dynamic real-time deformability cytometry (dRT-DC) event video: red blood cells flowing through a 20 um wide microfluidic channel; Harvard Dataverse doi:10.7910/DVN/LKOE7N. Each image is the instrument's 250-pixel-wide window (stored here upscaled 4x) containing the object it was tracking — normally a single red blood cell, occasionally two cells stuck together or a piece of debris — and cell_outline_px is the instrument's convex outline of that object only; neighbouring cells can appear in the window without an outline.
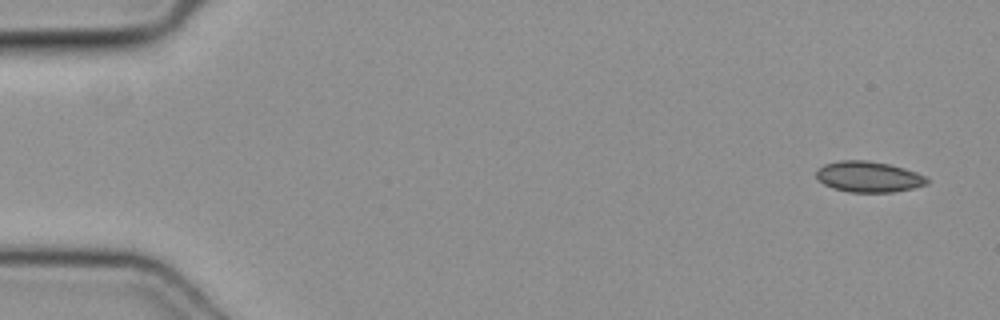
{"species": "common noctule bat (a hibernating species)", "species_latin": "Nyctalus noctula", "temperature_condition": "cold", "stored_images_in_passage": 50, "camera_frame_rate_fps": 3000, "um_per_image_px": 0.085, "animal": {"sex": "female", "body_mass_g": 19.3, "forearm_length_mm": 54.1}, "frame": {"image": 1, "passage_image": 2, "time_ms": 0.333, "image_size_px": [1000, 320], "cell_outline_px": [[928, 184], [912, 188], [892, 192], [848, 192], [832, 188], [824, 184], [816, 176], [816, 172], [824, 164], [840, 160], [868, 160], [892, 164], [916, 172], [924, 176], [928, 180]], "centroid_in_image_um": [73.83, 15.02], "position_along_channel_um": 11.2, "area_um2": 19.88}}
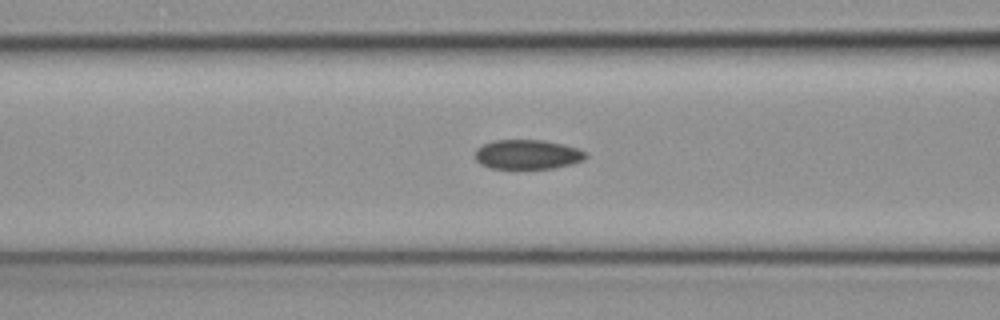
{"frame": {"image": 2, "passage_image": 20, "time_ms": 6.333, "image_size_px": [1000, 320], "cell_outline_px": [[588, 156], [584, 160], [572, 164], [552, 168], [488, 168], [480, 164], [476, 160], [476, 148], [484, 144], [496, 140], [540, 140], [560, 144], [576, 148], [588, 152]], "centroid_in_image_um": [44.84, 13.13], "position_along_channel_um": 121.8, "area_um2": 18.9}}
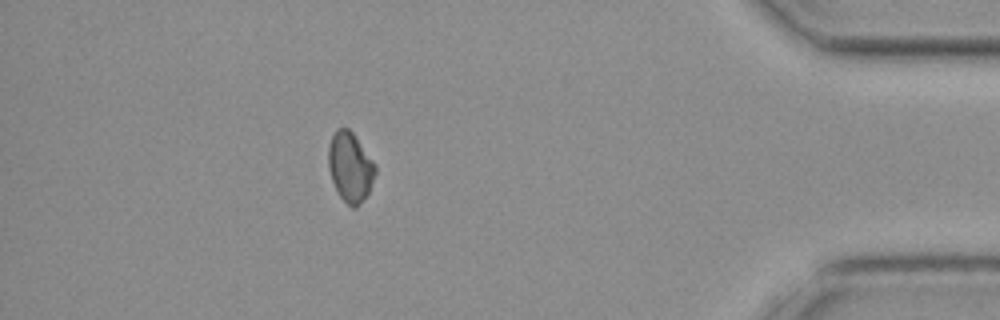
{"frame": {"image": 3, "passage_image": 44, "time_ms": 14.333, "image_size_px": [1000, 320], "cell_outline_px": [[376, 172], [368, 192], [360, 204], [356, 208], [352, 208], [340, 196], [332, 180], [328, 168], [328, 148], [332, 136], [336, 128], [348, 128], [352, 132], [376, 164]], "centroid_in_image_um": [29.76, 14.19], "position_along_channel_um": 405.4, "area_um2": 18.9}}